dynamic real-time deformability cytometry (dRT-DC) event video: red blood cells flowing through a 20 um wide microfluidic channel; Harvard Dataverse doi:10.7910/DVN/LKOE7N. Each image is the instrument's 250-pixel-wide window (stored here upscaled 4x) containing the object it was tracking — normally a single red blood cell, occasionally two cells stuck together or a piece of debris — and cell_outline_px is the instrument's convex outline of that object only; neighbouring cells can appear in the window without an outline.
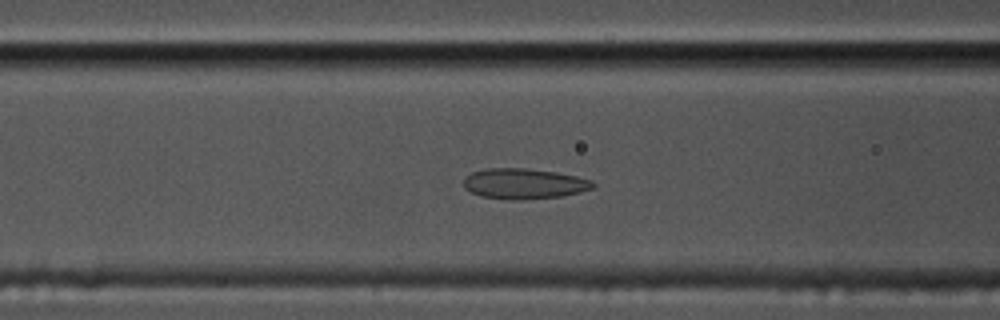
{"species": "common noctule bat (a hibernating species)", "species_latin": "Nyctalus noctula", "temperature_condition": "cold", "stored_images_in_passage": 46, "camera_frame_rate_fps": 3000, "um_per_image_px": 0.085, "animal": {"sex": "male", "body_mass_g": 17.5, "forearm_length_mm": 52.3}, "frame": {"image": 1, "passage_image": 11, "time_ms": 3.333, "image_size_px": [1000, 320], "cell_outline_px": [[596, 184], [592, 188], [580, 192], [560, 196], [520, 200], [508, 200], [480, 196], [464, 188], [464, 176], [472, 172], [488, 168], [524, 168], [556, 172], [576, 176], [592, 180]], "centroid_in_image_um": [44.52, 15.61], "position_along_channel_um": 122.1, "area_um2": 23.0}}
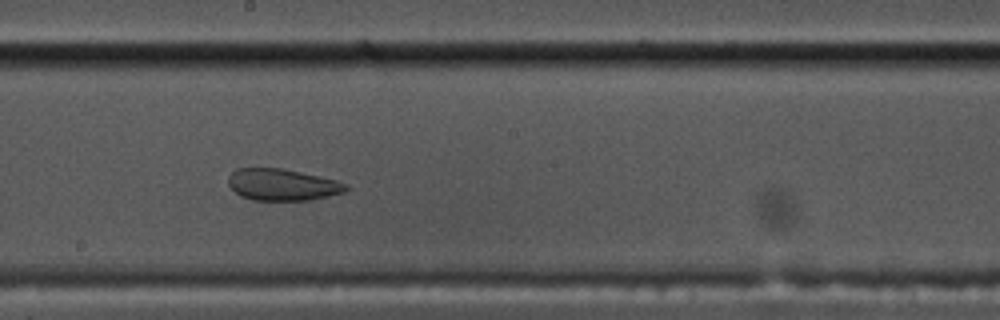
{"frame": {"image": 2, "passage_image": 20, "time_ms": 6.333, "image_size_px": [1000, 320], "cell_outline_px": [[348, 188], [344, 192], [328, 196], [308, 200], [252, 200], [240, 196], [228, 184], [228, 176], [236, 168], [280, 168], [300, 172], [336, 180], [348, 184]], "centroid_in_image_um": [23.98, 15.7], "position_along_channel_um": 224.2, "area_um2": 21.62}}
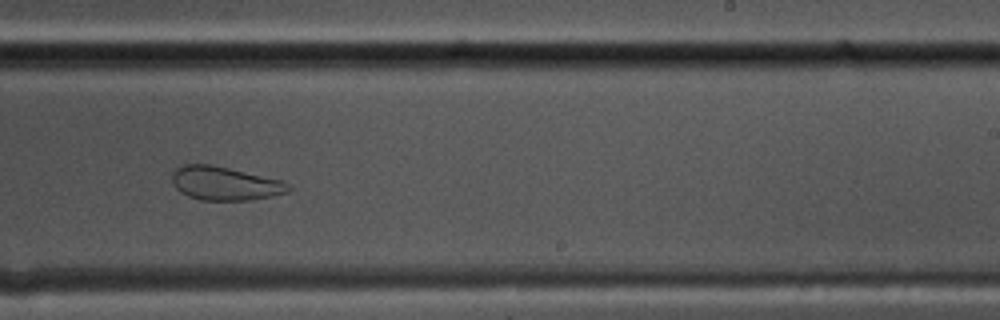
{"frame": {"image": 3, "passage_image": 24, "time_ms": 7.667, "image_size_px": [1000, 320], "cell_outline_px": [[292, 188], [288, 192], [252, 200], [200, 200], [188, 196], [180, 192], [172, 184], [172, 172], [176, 168], [184, 164], [212, 164], [284, 180]], "centroid_in_image_um": [19.11, 15.58], "position_along_channel_um": 269.9, "area_um2": 23.06}, "authors_computed_cell_mechanics": {"area_um2": 24.3916, "velocity_mm_per_s": 3.4192, "shape_relaxation_time_tau1_ms": null, "shape_relaxation_time_tau2_ms": 1.3836, "deformation_change_tau1": null, "deformation_change_tau2": 0.0615}}